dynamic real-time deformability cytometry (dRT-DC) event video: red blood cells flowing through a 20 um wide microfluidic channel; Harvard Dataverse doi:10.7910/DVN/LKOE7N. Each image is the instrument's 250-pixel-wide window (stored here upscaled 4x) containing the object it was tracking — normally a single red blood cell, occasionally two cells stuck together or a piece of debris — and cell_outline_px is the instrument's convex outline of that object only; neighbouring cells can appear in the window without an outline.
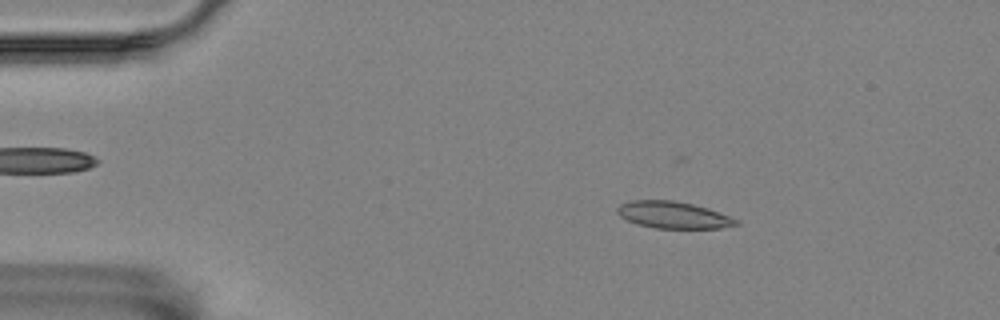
{"species": "Egyptian fruit bat (a non-hibernating species)", "species_latin": "Rousettus aegyptiacus", "temperature_condition": "room temperature", "stored_images_in_passage": 56, "camera_frame_rate_fps": 3000, "um_per_image_px": 0.085, "animal": {"sex": "female"}, "frame": {"image": 1, "passage_image": 9, "time_ms": 2.667, "image_size_px": [1000, 320], "cell_outline_px": [[740, 224], [720, 228], [656, 228], [636, 224], [620, 216], [616, 212], [616, 208], [620, 204], [628, 200], [672, 200], [692, 204], [708, 208], [728, 216], [736, 220]], "centroid_in_image_um": [57.17, 18.26], "position_along_channel_um": 27.8, "area_um2": 18.5}}
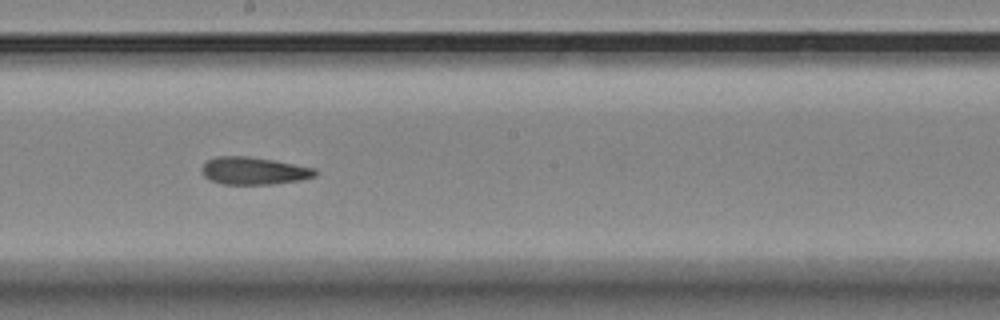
{"frame": {"image": 2, "passage_image": 31, "time_ms": 10.0, "image_size_px": [1000, 320], "cell_outline_px": [[316, 176], [300, 180], [272, 184], [224, 184], [208, 180], [204, 176], [200, 168], [208, 160], [216, 156], [248, 156], [272, 160], [316, 168]], "centroid_in_image_um": [21.55, 14.52], "position_along_channel_um": 226.7, "area_um2": 18.15}}
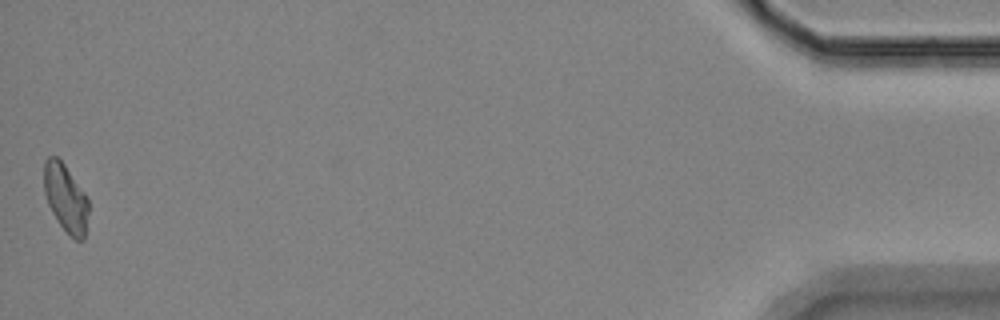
{"frame": {"image": 3, "passage_image": 56, "time_ms": 18.333, "image_size_px": [1000, 320], "cell_outline_px": [[88, 212], [84, 240], [76, 240], [60, 224], [52, 212], [48, 204], [44, 192], [44, 160], [48, 156], [56, 156], [64, 164], [88, 196]], "centroid_in_image_um": [5.58, 16.8], "position_along_channel_um": 429.6, "area_um2": 17.51}, "authors_computed_cell_mechanics": {"area_um2": 18.5249, "velocity_mm_per_s": 3.5145, "shape_relaxation_time_tau1_ms": 11.3453, "shape_relaxation_time_tau2_ms": 4.2098, "deformation_change_tau1": 0.1803, "deformation_change_tau2": 0.1208}}